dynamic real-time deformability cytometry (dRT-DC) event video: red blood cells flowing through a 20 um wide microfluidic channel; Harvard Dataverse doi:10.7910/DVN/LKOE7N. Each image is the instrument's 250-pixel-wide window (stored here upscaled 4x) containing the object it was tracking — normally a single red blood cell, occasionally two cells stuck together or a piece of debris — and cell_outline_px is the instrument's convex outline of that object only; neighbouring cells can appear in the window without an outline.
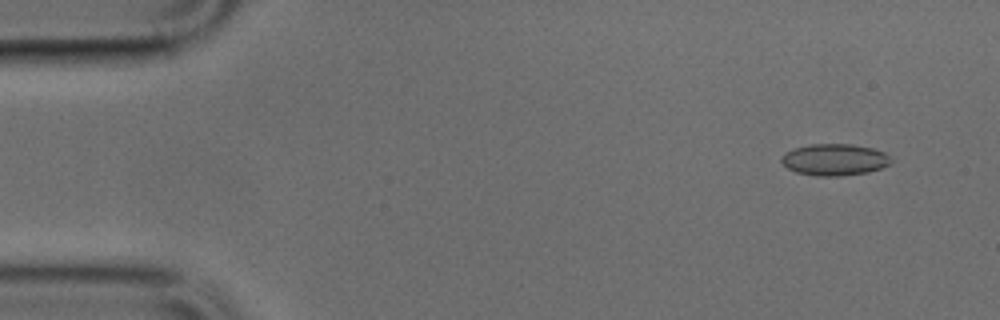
{"species": "common noctule bat (a hibernating species)", "species_latin": "Nyctalus noctula", "temperature_condition": "cold", "stored_images_in_passage": 10, "camera_frame_rate_fps": 3000, "um_per_image_px": 0.085, "animal": {"sex": "male", "body_mass_g": 17.9, "forearm_length_mm": 54.2}, "frame": {"image": 1, "passage_image": 4, "time_ms": 1.0, "image_size_px": [1000, 320], "cell_outline_px": [[892, 160], [888, 164], [880, 168], [868, 172], [840, 176], [816, 176], [796, 172], [788, 168], [780, 160], [784, 152], [796, 148], [812, 144], [852, 144], [872, 148], [884, 152]], "centroid_in_image_um": [70.92, 13.57], "position_along_channel_um": 14.1, "area_um2": 20.06}}